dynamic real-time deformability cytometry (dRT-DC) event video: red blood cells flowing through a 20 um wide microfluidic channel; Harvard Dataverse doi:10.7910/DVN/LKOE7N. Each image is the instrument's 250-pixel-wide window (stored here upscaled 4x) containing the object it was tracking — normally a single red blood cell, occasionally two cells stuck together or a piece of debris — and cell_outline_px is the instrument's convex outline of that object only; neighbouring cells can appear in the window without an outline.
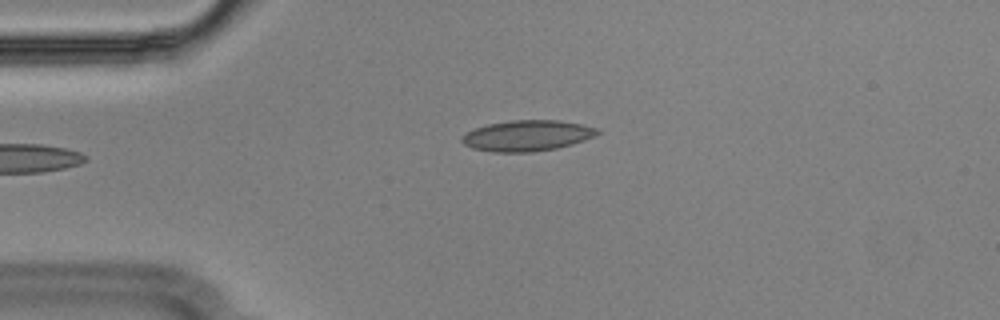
{"species": "Egyptian fruit bat (a non-hibernating species)", "species_latin": "Rousettus aegyptiacus", "temperature_condition": "cold", "stored_images_in_passage": 37, "camera_frame_rate_fps": 3000, "um_per_image_px": 0.085, "animal": {"sex": "male"}, "frame": {"image": 1, "passage_image": 1, "time_ms": 0.0, "image_size_px": [1000, 320], "cell_outline_px": [[600, 132], [584, 140], [572, 144], [556, 148], [532, 152], [496, 152], [472, 148], [464, 144], [460, 140], [460, 136], [476, 128], [488, 124], [512, 120], [560, 120], [580, 124], [596, 128]], "centroid_in_image_um": [44.77, 11.53], "position_along_channel_um": 40.2, "area_um2": 24.1}}
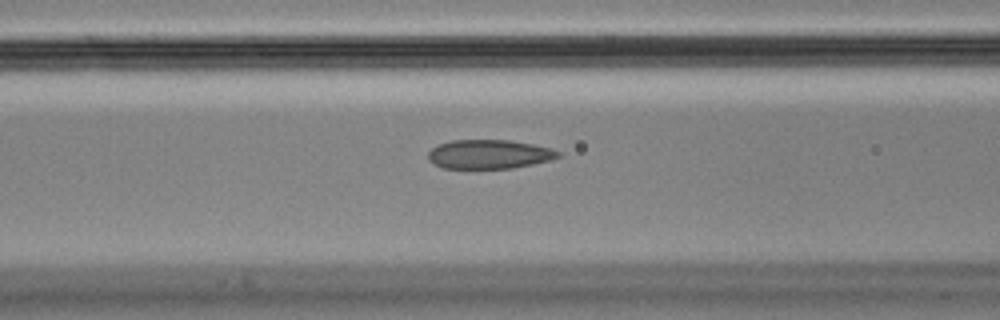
{"frame": {"image": 2, "passage_image": 10, "time_ms": 3.0, "image_size_px": [1000, 320], "cell_outline_px": [[560, 156], [548, 160], [532, 164], [512, 168], [444, 168], [428, 160], [428, 152], [432, 148], [440, 144], [452, 140], [512, 140], [552, 148], [560, 152]], "centroid_in_image_um": [41.58, 13.1], "position_along_channel_um": 125.0, "area_um2": 21.85}}
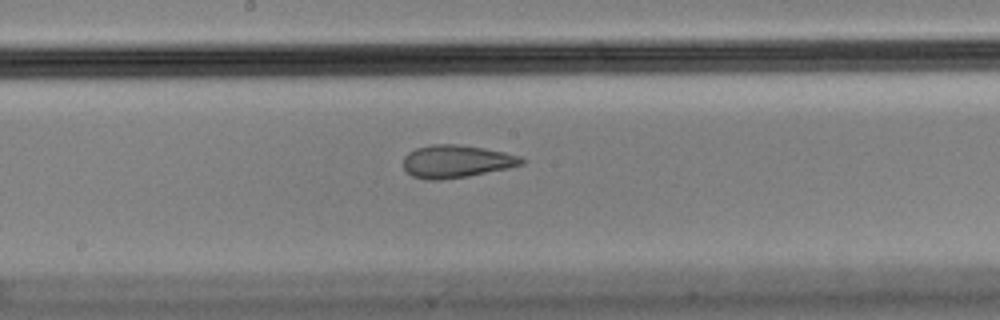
{"frame": {"image": 3, "passage_image": 17, "time_ms": 5.333, "image_size_px": [1000, 320], "cell_outline_px": [[524, 164], [508, 168], [468, 176], [440, 180], [424, 180], [412, 176], [404, 168], [404, 156], [408, 152], [416, 148], [432, 144], [456, 144], [484, 148], [504, 152], [520, 156], [524, 160]], "centroid_in_image_um": [38.77, 13.72], "position_along_channel_um": 209.4, "area_um2": 22.54}, "authors_computed_cell_mechanics": {"area_um2": 23.12, "velocity_mm_per_s": 3.6104, "shape_relaxation_time_tau1_ms": null, "shape_relaxation_time_tau2_ms": 1.7666, "deformation_change_tau1": null, "deformation_change_tau2": 0.0736}}